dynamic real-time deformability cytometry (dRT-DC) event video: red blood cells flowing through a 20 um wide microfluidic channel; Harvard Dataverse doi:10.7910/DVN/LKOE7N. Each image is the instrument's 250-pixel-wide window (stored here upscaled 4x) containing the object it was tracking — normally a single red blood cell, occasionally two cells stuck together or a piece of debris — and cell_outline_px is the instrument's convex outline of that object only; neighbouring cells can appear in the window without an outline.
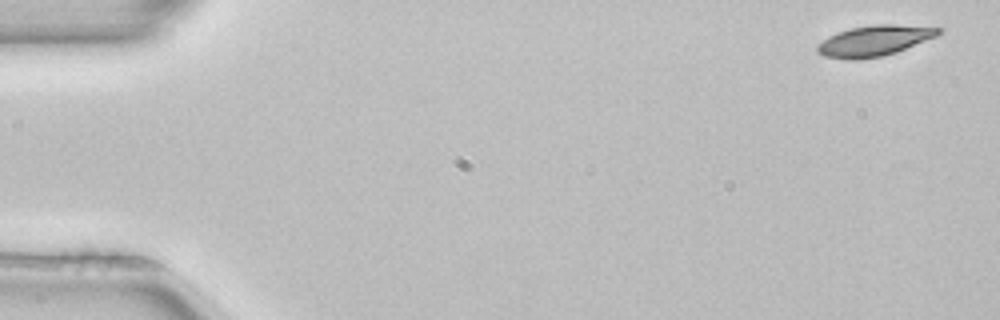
{"species": "common noctule bat (a hibernating species)", "species_latin": "Nyctalus noctula", "temperature_condition": "room temperature", "stored_images_in_passage": 5, "camera_frame_rate_fps": 3000, "um_per_image_px": 0.085, "animal": {"sex": "female", "body_mass_g": 22.7, "forearm_length_mm": 54.2}, "frame": {"image": 1, "passage_image": 1, "time_ms": 0.0, "image_size_px": [1000, 320], "cell_outline_px": [[944, 28], [936, 36], [896, 52], [884, 56], [856, 60], [848, 60], [824, 56], [816, 52], [816, 44], [828, 36], [836, 32], [852, 28], [876, 24], [896, 24]], "centroid_in_image_um": [74.26, 3.47], "position_along_channel_um": 10.7, "area_um2": 21.73}}